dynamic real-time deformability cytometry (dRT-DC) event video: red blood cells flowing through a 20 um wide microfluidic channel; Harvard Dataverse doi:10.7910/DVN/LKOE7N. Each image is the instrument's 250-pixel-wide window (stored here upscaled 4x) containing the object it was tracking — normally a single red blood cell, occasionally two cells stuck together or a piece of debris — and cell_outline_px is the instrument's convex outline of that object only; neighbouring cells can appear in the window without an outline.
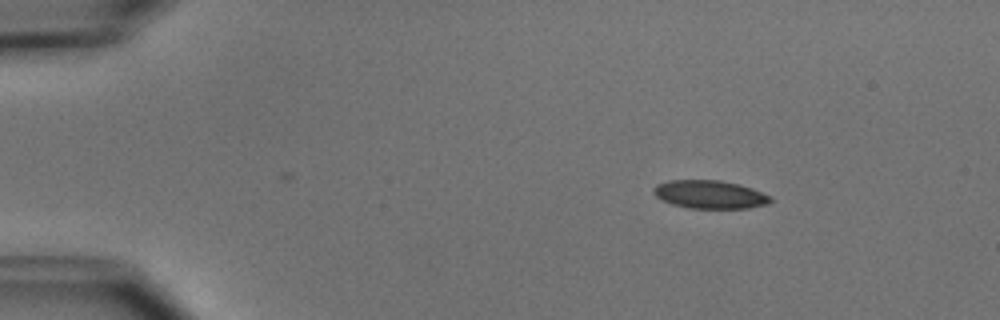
{"species": "common noctule bat (a hibernating species)", "species_latin": "Nyctalus noctula", "temperature_condition": "cold", "stored_images_in_passage": 3, "camera_frame_rate_fps": 3000, "um_per_image_px": 0.085, "animal": {"sex": "male", "body_mass_g": 15.6}, "frame": {"image": 1, "passage_image": 1, "time_ms": 0.0, "image_size_px": [1000, 320], "cell_outline_px": [[772, 200], [768, 204], [748, 208], [688, 208], [672, 204], [656, 196], [652, 192], [652, 188], [656, 184], [668, 180], [720, 180], [740, 184], [752, 188], [772, 196]], "centroid_in_image_um": [60.34, 16.52], "position_along_channel_um": 24.7, "area_um2": 19.36}}